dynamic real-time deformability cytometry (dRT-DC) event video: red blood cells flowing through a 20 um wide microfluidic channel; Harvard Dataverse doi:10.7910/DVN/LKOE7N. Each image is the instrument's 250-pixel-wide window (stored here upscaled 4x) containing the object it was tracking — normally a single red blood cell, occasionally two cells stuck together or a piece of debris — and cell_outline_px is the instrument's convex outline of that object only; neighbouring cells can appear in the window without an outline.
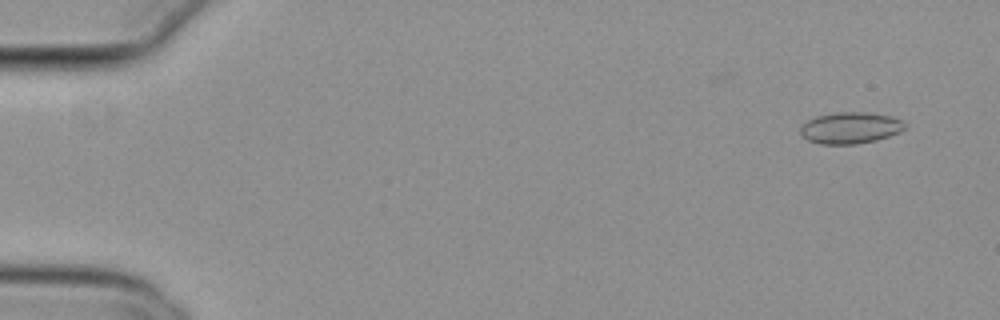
{"species": "common noctule bat (a hibernating species)", "species_latin": "Nyctalus noctula", "temperature_condition": "cold", "stored_images_in_passage": 55, "camera_frame_rate_fps": 3000, "um_per_image_px": 0.085, "animal": {"sex": "female", "body_mass_g": 29.2, "forearm_length_mm": 56.3}, "frame": {"image": 1, "passage_image": 4, "time_ms": 1.0, "image_size_px": [1000, 320], "cell_outline_px": [[904, 128], [900, 132], [876, 140], [856, 144], [820, 144], [808, 140], [800, 136], [800, 128], [808, 120], [816, 116], [836, 112], [864, 112], [892, 116], [900, 120], [904, 124]], "centroid_in_image_um": [72.24, 10.87], "position_along_channel_um": 12.8, "area_um2": 19.07}}
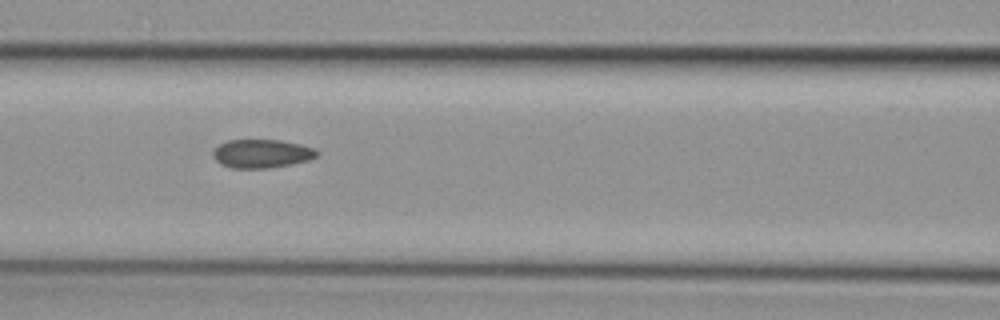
{"frame": {"image": 2, "passage_image": 25, "time_ms": 8.0, "image_size_px": [1000, 320], "cell_outline_px": [[320, 152], [316, 156], [308, 160], [292, 164], [268, 168], [232, 168], [220, 164], [212, 156], [212, 152], [220, 144], [228, 140], [280, 140], [300, 144], [316, 148]], "centroid_in_image_um": [22.26, 13.06], "position_along_channel_um": 144.3, "area_um2": 17.34}}
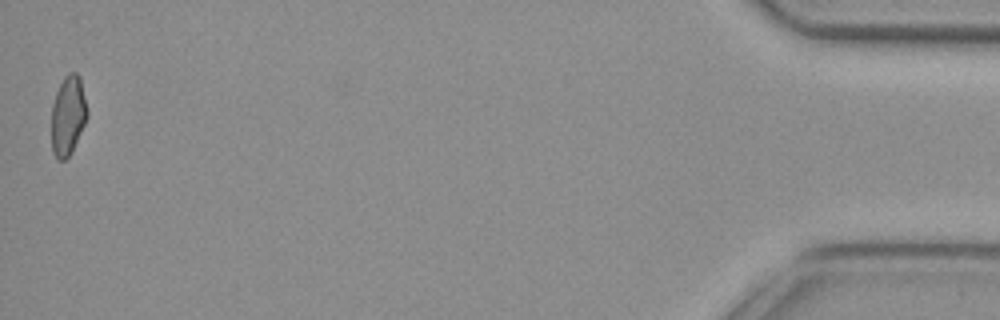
{"frame": {"image": 3, "passage_image": 55, "time_ms": 18.0, "image_size_px": [1000, 320], "cell_outline_px": [[88, 116], [72, 152], [64, 160], [56, 160], [52, 152], [52, 104], [56, 92], [64, 76], [68, 72], [76, 72], [80, 76], [88, 112]], "centroid_in_image_um": [5.78, 9.82], "position_along_channel_um": 429.4, "area_um2": 16.7}, "authors_computed_cell_mechanics": {"area_um2": 17.5134, "velocity_mm_per_s": 3.8075, "shape_relaxation_time_tau1_ms": null, "shape_relaxation_time_tau2_ms": 3.5155, "deformation_change_tau1": null, "deformation_change_tau2": 0.0777}}